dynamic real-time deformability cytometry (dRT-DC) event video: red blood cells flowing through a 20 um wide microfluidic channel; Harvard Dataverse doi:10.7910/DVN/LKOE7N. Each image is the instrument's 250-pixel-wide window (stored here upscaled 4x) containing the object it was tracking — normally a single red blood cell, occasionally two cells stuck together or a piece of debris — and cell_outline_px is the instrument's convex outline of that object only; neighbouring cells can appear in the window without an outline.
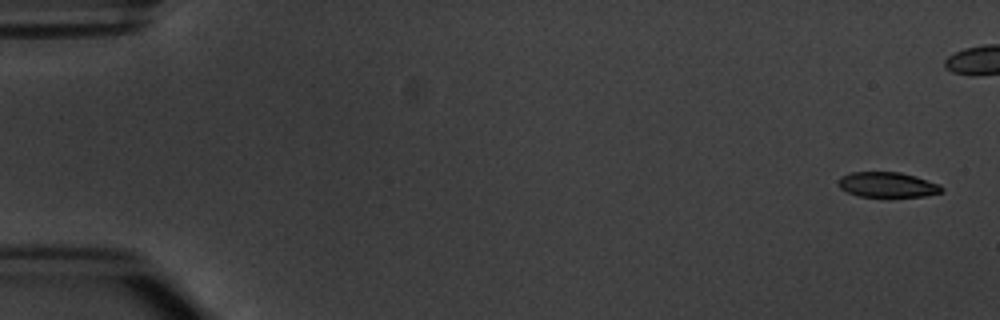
{"species": "common noctule bat (a hibernating species)", "species_latin": "Nyctalus noctula", "temperature_condition": "warm", "stored_images_in_passage": 6, "segment_of_instrument_passage": [2, 2], "camera_frame_rate_fps": 3000, "um_per_image_px": 0.085, "animal": {"sex": "male", "body_mass_g": 20.1, "forearm_length_mm": 53.5}, "frame": {"image": 1, "passage_image": 6, "time_ms": 6.667, "image_size_px": [1000, 320], "cell_outline_px": [[944, 192], [924, 196], [860, 196], [848, 192], [840, 188], [836, 184], [840, 176], [852, 172], [900, 172], [916, 176], [940, 184], [944, 188]], "centroid_in_image_um": [75.44, 15.69], "position_along_channel_um": 9.6, "area_um2": 15.2}}